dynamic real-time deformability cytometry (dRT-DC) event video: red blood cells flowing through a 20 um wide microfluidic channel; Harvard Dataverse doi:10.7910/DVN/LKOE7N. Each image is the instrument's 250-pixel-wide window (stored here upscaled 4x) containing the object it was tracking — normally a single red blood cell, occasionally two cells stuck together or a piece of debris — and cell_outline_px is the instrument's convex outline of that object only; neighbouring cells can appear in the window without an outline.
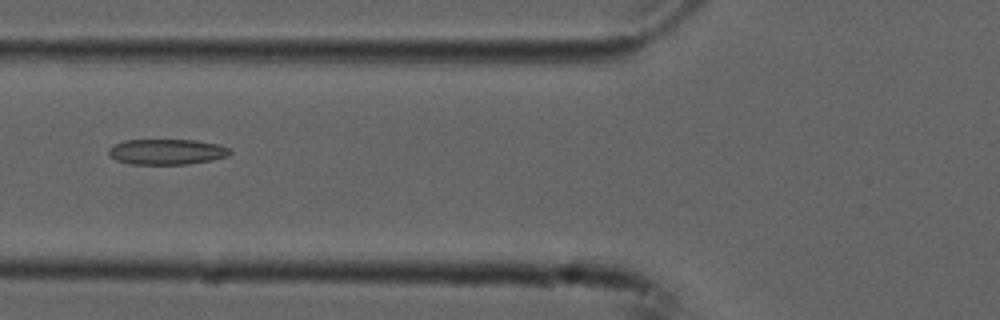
{"species": "common noctule bat (a hibernating species)", "species_latin": "Nyctalus noctula", "temperature_condition": "cold", "stored_images_in_passage": 6, "camera_frame_rate_fps": 3000, "um_per_image_px": 0.085, "animal": {"sex": "male", "forearm_length_mm": 52.5}, "frame": {"image": 1, "passage_image": 6, "time_ms": 1.667, "image_size_px": [1000, 320], "cell_outline_px": [[232, 152], [228, 156], [212, 160], [188, 164], [128, 164], [116, 160], [108, 156], [108, 148], [112, 144], [124, 140], [196, 140], [220, 144], [232, 148]], "centroid_in_image_um": [14.17, 12.9], "position_along_channel_um": 111.6, "area_um2": 18.44}}